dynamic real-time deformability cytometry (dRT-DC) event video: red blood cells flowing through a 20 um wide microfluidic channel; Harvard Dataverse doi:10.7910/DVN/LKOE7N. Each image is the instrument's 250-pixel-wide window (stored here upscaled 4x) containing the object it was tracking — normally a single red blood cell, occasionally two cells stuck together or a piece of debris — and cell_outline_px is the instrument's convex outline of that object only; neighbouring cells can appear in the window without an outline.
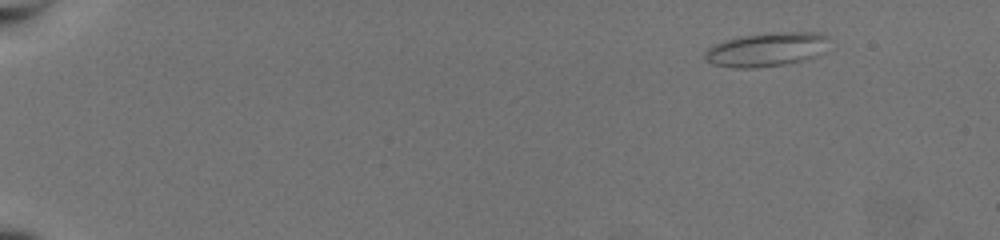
{"species": "common noctule bat (a hibernating species)", "species_latin": "Nyctalus noctula", "temperature_condition": "warm", "stored_images_in_passage": 53, "camera_frame_rate_fps": 3000, "um_per_image_px": 0.085, "animal": {"sex": "female", "body_mass_g": 19.5, "forearm_length_mm": 54.1}, "frame": {"image": 1, "passage_image": 1, "time_ms": 0.0, "image_size_px": [1000, 240], "cell_outline_px": [[828, 52], [804, 60], [784, 64], [756, 68], [732, 68], [712, 64], [704, 60], [704, 52], [708, 48], [716, 44], [728, 40], [744, 36], [776, 32], [816, 32], [828, 36]], "centroid_in_image_um": [65.21, 4.22], "position_along_channel_um": 19.8, "area_um2": 24.74}}
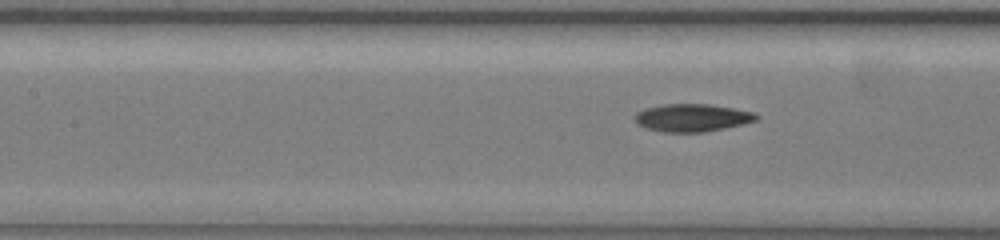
{"frame": {"image": 2, "passage_image": 24, "time_ms": 7.667, "image_size_px": [1000, 240], "cell_outline_px": [[760, 116], [756, 120], [740, 124], [704, 132], [664, 132], [648, 128], [640, 124], [636, 120], [636, 112], [648, 108], [664, 104], [708, 104], [732, 108], [752, 112]], "centroid_in_image_um": [58.84, 10.0], "position_along_channel_um": 148.6, "area_um2": 19.07}}
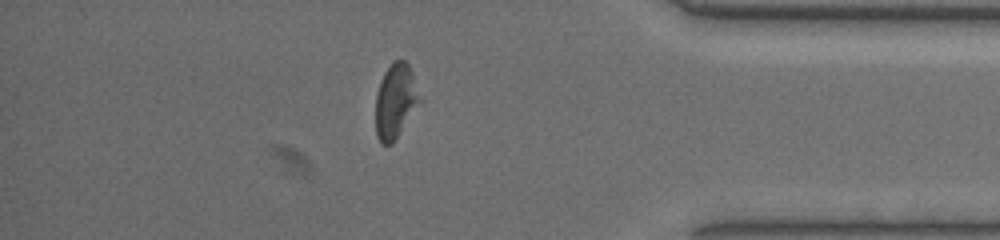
{"frame": {"image": 3, "passage_image": 46, "time_ms": 15.0, "image_size_px": [1000, 240], "cell_outline_px": [[420, 100], [392, 144], [380, 144], [376, 136], [376, 92], [380, 80], [384, 72], [396, 60], [404, 60], [408, 64], [412, 72]], "centroid_in_image_um": [33.57, 8.6], "position_along_channel_um": 401.6, "area_um2": 18.61}, "authors_computed_cell_mechanics": {"area_um2": 19.4786, "velocity_mm_per_s": 3.7278, "shape_relaxation_time_tau1_ms": 4.3493, "shape_relaxation_time_tau2_ms": 2.2217, "deformation_change_tau1": 0.1757, "deformation_change_tau2": 0.1069}}